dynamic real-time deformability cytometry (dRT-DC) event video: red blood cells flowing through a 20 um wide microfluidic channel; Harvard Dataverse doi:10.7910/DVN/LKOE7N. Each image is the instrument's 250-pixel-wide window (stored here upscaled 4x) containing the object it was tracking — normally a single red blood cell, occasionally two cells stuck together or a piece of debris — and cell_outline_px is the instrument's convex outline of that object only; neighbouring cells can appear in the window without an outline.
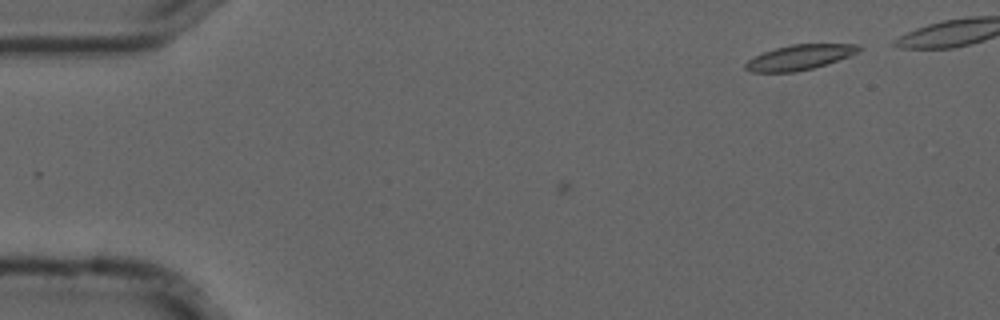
{"species": "common noctule bat (a hibernating species)", "species_latin": "Nyctalus noctula", "temperature_condition": "cold", "stored_images_in_passage": 8, "camera_frame_rate_fps": 3000, "um_per_image_px": 0.085, "animal": {"sex": "male", "forearm_length_mm": 52.5}, "frame": {"image": 1, "passage_image": 8, "time_ms": 2.333, "image_size_px": [1000, 320], "cell_outline_px": [[864, 48], [860, 52], [812, 68], [796, 72], [752, 72], [744, 68], [744, 64], [748, 60], [764, 52], [776, 48], [792, 44], [860, 44]], "centroid_in_image_um": [67.99, 4.86], "position_along_channel_um": 17.0, "area_um2": 16.42}}